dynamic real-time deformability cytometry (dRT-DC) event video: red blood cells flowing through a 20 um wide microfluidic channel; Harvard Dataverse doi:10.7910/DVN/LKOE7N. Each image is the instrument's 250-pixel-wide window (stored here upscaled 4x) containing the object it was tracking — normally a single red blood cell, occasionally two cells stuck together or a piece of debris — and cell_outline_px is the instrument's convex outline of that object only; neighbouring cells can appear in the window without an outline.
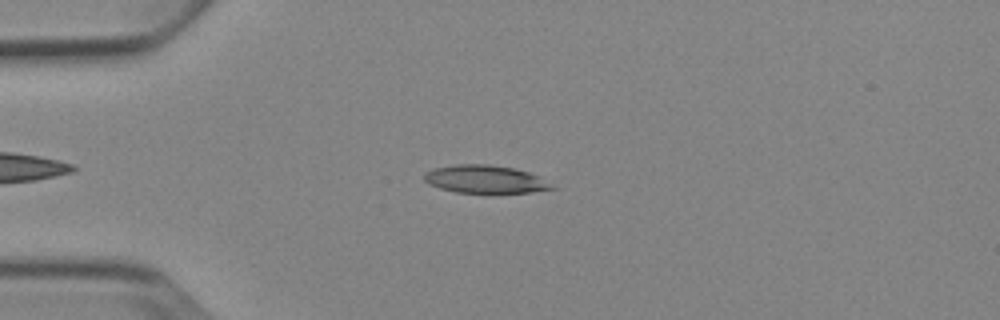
{"species": "Egyptian fruit bat (a non-hibernating species)", "species_latin": "Rousettus aegyptiacus", "temperature_condition": "cold", "stored_images_in_passage": 6, "camera_frame_rate_fps": 3000, "um_per_image_px": 0.085, "animal": {"sex": "female"}, "frame": {"image": 1, "passage_image": 4, "time_ms": 3.333, "image_size_px": [1000, 320], "cell_outline_px": [[560, 188], [532, 192], [456, 192], [440, 188], [428, 184], [424, 180], [424, 172], [432, 168], [456, 164], [488, 164], [512, 168], [528, 172]], "centroid_in_image_um": [41.2, 15.23], "position_along_channel_um": 43.8, "area_um2": 20.63}}
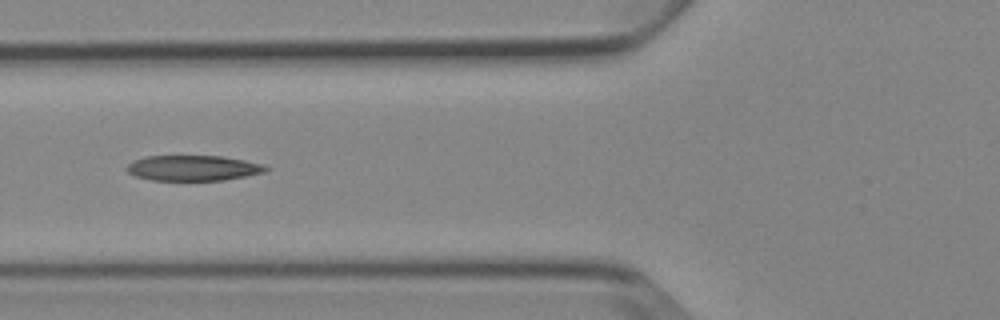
{"frame": {"image": 2, "passage_image": 6, "time_ms": 5.667, "image_size_px": [1000, 320], "cell_outline_px": [[272, 168], [264, 172], [224, 180], [152, 180], [136, 176], [128, 172], [124, 168], [128, 164], [136, 160], [148, 156], [220, 156], [244, 160], [260, 164]], "centroid_in_image_um": [16.41, 14.28], "position_along_channel_um": 109.4, "area_um2": 20.35}}